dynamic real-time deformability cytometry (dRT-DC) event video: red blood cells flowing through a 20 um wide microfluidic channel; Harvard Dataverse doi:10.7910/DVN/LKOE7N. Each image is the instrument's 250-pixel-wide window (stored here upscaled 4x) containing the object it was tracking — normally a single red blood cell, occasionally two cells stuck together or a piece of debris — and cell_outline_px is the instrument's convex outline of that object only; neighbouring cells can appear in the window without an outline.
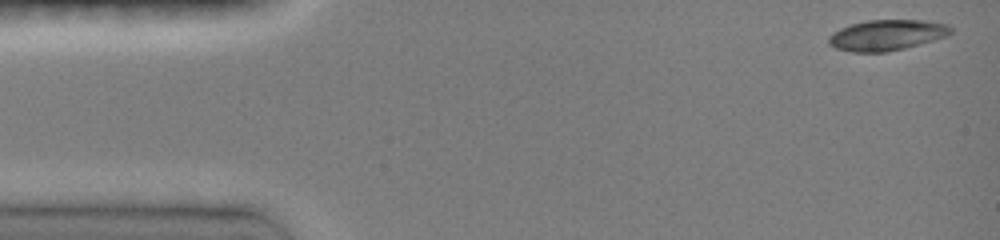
{"species": "common noctule bat (a hibernating species)", "species_latin": "Nyctalus noctula", "temperature_condition": "room temperature", "stored_images_in_passage": 41, "camera_frame_rate_fps": 3000, "um_per_image_px": 0.085, "animal": {"sex": "female", "body_mass_g": 19.0, "forearm_length_mm": 51.5}, "frame": {"image": 1, "passage_image": 1, "time_ms": 0.0, "image_size_px": [1000, 240], "cell_outline_px": [[952, 32], [948, 36], [904, 48], [884, 52], [852, 52], [836, 48], [828, 44], [828, 36], [832, 32], [840, 28], [852, 24], [868, 20], [924, 20], [948, 24], [952, 28]], "centroid_in_image_um": [75.37, 2.98], "position_along_channel_um": 9.6, "area_um2": 21.85}}
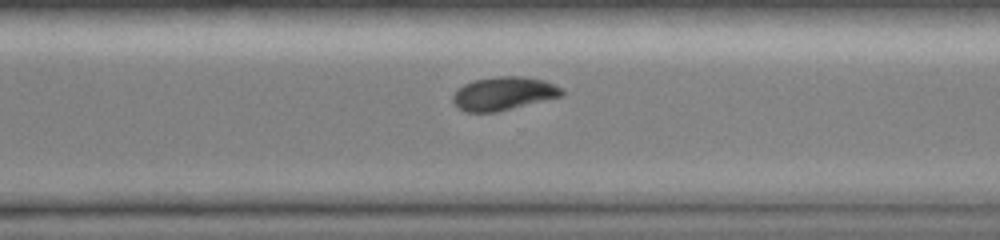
{"frame": {"image": 2, "passage_image": 26, "time_ms": 10.667, "image_size_px": [1000, 240], "cell_outline_px": [[564, 92], [560, 96], [496, 112], [464, 112], [452, 100], [452, 96], [456, 88], [464, 84], [476, 80], [496, 76], [524, 76], [544, 80], [564, 88]], "centroid_in_image_um": [42.79, 7.94], "position_along_channel_um": 327.8, "area_um2": 21.1}}
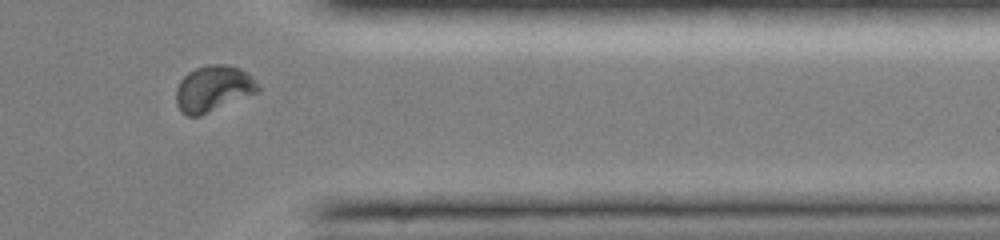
{"frame": {"image": 3, "passage_image": 31, "time_ms": 12.333, "image_size_px": [1000, 240], "cell_outline_px": [[260, 92], [200, 116], [188, 116], [180, 112], [176, 104], [176, 88], [180, 80], [188, 72], [196, 68], [208, 64], [224, 64], [240, 68], [248, 72], [256, 80], [260, 88]], "centroid_in_image_um": [18.14, 7.54], "position_along_channel_um": 393.3, "area_um2": 22.37}, "authors_computed_cell_mechanics": {"area_um2": 21.8484, "velocity_mm_per_s": 4.0203, "shape_relaxation_time_tau1_ms": 2.9621, "shape_relaxation_time_tau2_ms": null, "deformation_change_tau1": 0.1243, "deformation_change_tau2": null}}